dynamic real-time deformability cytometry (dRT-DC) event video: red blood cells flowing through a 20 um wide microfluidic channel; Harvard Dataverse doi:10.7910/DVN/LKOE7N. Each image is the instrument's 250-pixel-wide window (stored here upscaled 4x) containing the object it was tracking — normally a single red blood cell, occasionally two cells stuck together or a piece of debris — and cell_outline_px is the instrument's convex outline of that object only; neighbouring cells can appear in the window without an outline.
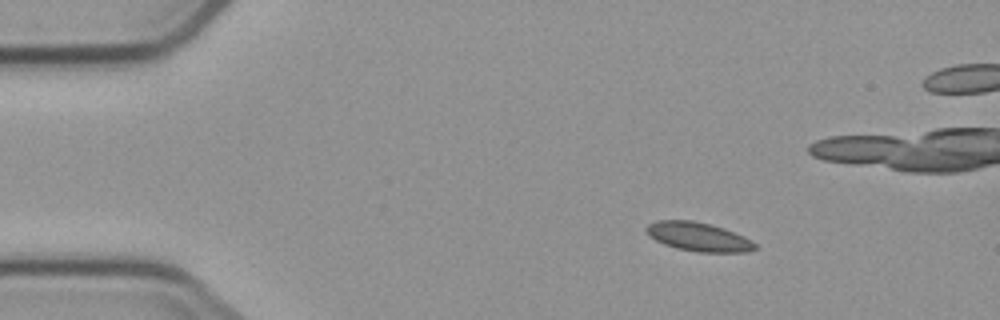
{"species": "common noctule bat (a hibernating species)", "species_latin": "Nyctalus noctula", "temperature_condition": "cold", "stored_images_in_passage": 5, "camera_frame_rate_fps": 3000, "um_per_image_px": 0.085, "animal": {"sex": "male", "body_mass_g": 23.1, "forearm_length_mm": 52.7}, "frame": {"image": 1, "passage_image": 2, "time_ms": 1.333, "image_size_px": [1000, 320], "cell_outline_px": [[756, 248], [744, 252], [696, 252], [676, 248], [664, 244], [648, 236], [644, 228], [648, 224], [656, 220], [692, 220], [724, 228], [744, 236], [752, 240], [756, 244]], "centroid_in_image_um": [59.33, 20.12], "position_along_channel_um": 25.7, "area_um2": 18.32}}